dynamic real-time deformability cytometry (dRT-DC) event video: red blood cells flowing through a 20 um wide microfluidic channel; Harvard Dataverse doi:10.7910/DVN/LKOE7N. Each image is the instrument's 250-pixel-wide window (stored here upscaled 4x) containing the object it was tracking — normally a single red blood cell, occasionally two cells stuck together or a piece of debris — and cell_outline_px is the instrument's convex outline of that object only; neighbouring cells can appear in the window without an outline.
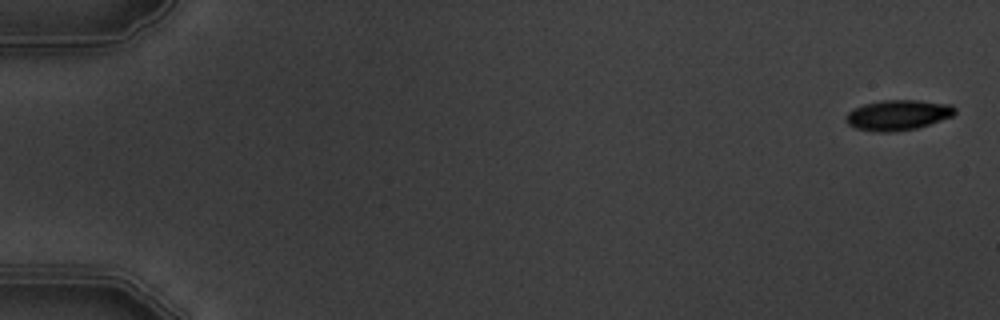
{"species": "common noctule bat (a hibernating species)", "species_latin": "Nyctalus noctula", "temperature_condition": "warm", "stored_images_in_passage": 4, "camera_frame_rate_fps": 3000, "um_per_image_px": 0.085, "animal": {"sex": "male", "body_mass_g": 19.5, "forearm_length_mm": 54.6}, "frame": {"image": 1, "passage_image": 1, "time_ms": 0.0, "image_size_px": [1000, 320], "cell_outline_px": [[956, 112], [952, 116], [916, 128], [896, 132], [872, 132], [856, 128], [848, 124], [844, 120], [844, 116], [852, 108], [864, 104], [884, 100], [920, 100], [952, 104], [956, 108]], "centroid_in_image_um": [76.29, 9.78], "position_along_channel_um": 8.7, "area_um2": 19.48}}